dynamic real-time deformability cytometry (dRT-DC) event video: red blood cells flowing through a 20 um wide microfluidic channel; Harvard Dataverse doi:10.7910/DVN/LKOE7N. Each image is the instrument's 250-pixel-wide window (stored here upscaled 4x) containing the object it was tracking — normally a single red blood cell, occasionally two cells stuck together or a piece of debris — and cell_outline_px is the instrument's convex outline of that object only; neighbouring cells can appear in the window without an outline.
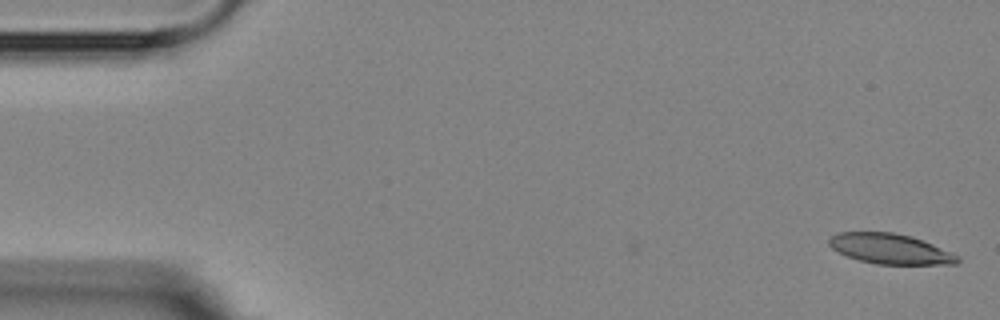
{"species": "Egyptian fruit bat (a non-hibernating species)", "species_latin": "Rousettus aegyptiacus", "temperature_condition": "room temperature", "stored_images_in_passage": 5, "camera_frame_rate_fps": 3000, "um_per_image_px": 0.085, "animal": {"sex": "female"}, "frame": {"image": 1, "passage_image": 1, "time_ms": 0.0, "image_size_px": [1000, 320], "cell_outline_px": [[960, 260], [956, 264], [876, 264], [860, 260], [848, 256], [832, 248], [828, 244], [828, 240], [836, 232], [892, 232], [912, 236], [952, 252], [960, 256]], "centroid_in_image_um": [75.68, 21.14], "position_along_channel_um": 9.3, "area_um2": 22.54}}
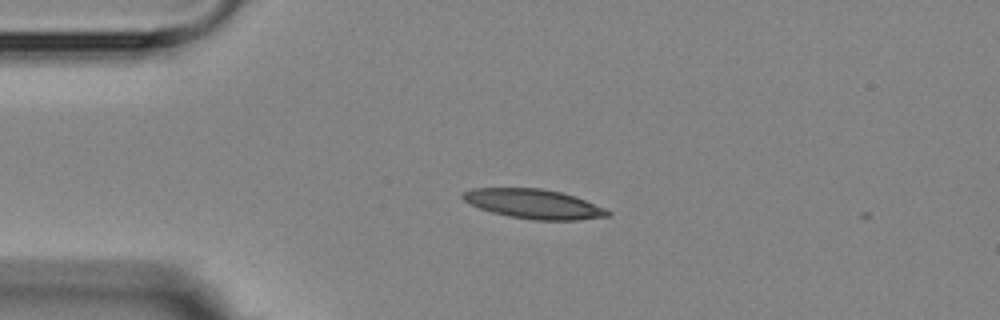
{"frame": {"image": 2, "passage_image": 4, "time_ms": 3.667, "image_size_px": [1000, 320], "cell_outline_px": [[612, 212], [608, 216], [576, 220], [532, 220], [508, 216], [492, 212], [480, 208], [464, 200], [460, 196], [464, 192], [472, 188], [540, 188], [560, 192], [584, 200], [604, 208]], "centroid_in_image_um": [45.34, 17.34], "position_along_channel_um": 39.7, "area_um2": 24.57}}